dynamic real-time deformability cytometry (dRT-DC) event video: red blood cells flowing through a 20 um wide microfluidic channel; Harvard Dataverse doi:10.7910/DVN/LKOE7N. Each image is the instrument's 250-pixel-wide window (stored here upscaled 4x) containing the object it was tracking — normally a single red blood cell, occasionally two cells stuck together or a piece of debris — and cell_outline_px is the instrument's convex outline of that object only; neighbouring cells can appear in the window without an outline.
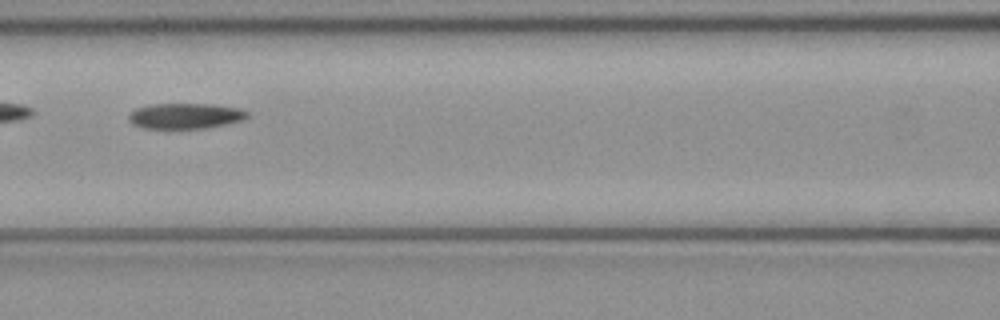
{"species": "common noctule bat (a hibernating species)", "species_latin": "Nyctalus noctula", "temperature_condition": "cold", "stored_images_in_passage": 6, "camera_frame_rate_fps": 3000, "um_per_image_px": 0.085, "animal": {"sex": "female", "body_mass_g": 21.9}, "frame": {"image": 1, "passage_image": 6, "time_ms": 1.667, "image_size_px": [1000, 320], "cell_outline_px": [[248, 116], [244, 120], [204, 128], [144, 128], [132, 124], [128, 120], [128, 116], [136, 108], [152, 104], [216, 104], [236, 108], [248, 112]], "centroid_in_image_um": [15.74, 9.85], "position_along_channel_um": 150.9, "area_um2": 17.51}}